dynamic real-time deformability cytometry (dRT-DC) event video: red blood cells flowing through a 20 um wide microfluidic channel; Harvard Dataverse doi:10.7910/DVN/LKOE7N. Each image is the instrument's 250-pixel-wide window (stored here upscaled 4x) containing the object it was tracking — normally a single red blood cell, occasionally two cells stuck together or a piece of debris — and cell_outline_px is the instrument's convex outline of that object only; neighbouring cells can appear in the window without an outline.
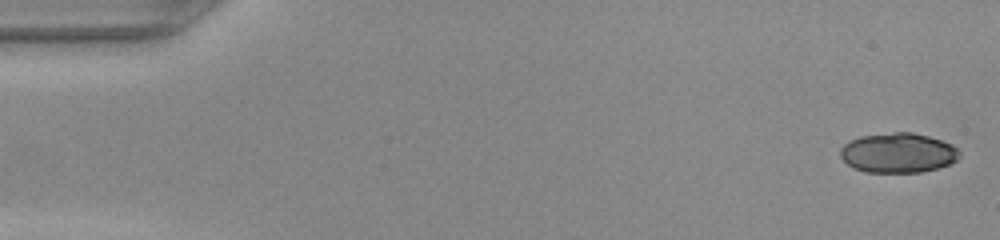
{"species": "common noctule bat (a hibernating species)", "species_latin": "Nyctalus noctula", "temperature_condition": "warm", "stored_images_in_passage": 30, "camera_frame_rate_fps": 3000, "um_per_image_px": 0.085, "animal": {"sex": "female", "body_mass_g": 22.0, "forearm_length_mm": 56.7}, "frame": {"image": 1, "passage_image": 1, "time_ms": 0.0, "image_size_px": [1000, 240], "cell_outline_px": [[960, 156], [956, 160], [948, 164], [936, 168], [920, 172], [864, 172], [852, 168], [840, 156], [840, 148], [848, 140], [860, 136], [892, 132], [912, 132], [928, 136], [952, 144], [960, 152]], "centroid_in_image_um": [76.3, 12.99], "position_along_channel_um": 8.7, "area_um2": 27.69}}
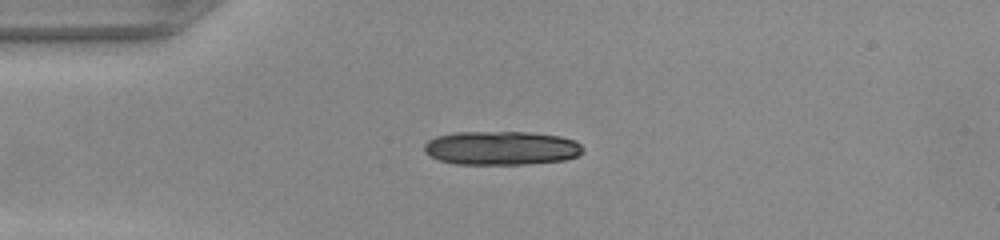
{"frame": {"image": 2, "passage_image": 12, "time_ms": 3.667, "image_size_px": [1000, 240], "cell_outline_px": [[584, 152], [576, 156], [564, 160], [524, 164], [456, 164], [440, 160], [424, 152], [424, 144], [428, 140], [436, 136], [456, 132], [528, 132], [560, 136], [576, 140], [584, 148]], "centroid_in_image_um": [42.63, 12.58], "position_along_channel_um": 42.4, "area_um2": 31.39}}